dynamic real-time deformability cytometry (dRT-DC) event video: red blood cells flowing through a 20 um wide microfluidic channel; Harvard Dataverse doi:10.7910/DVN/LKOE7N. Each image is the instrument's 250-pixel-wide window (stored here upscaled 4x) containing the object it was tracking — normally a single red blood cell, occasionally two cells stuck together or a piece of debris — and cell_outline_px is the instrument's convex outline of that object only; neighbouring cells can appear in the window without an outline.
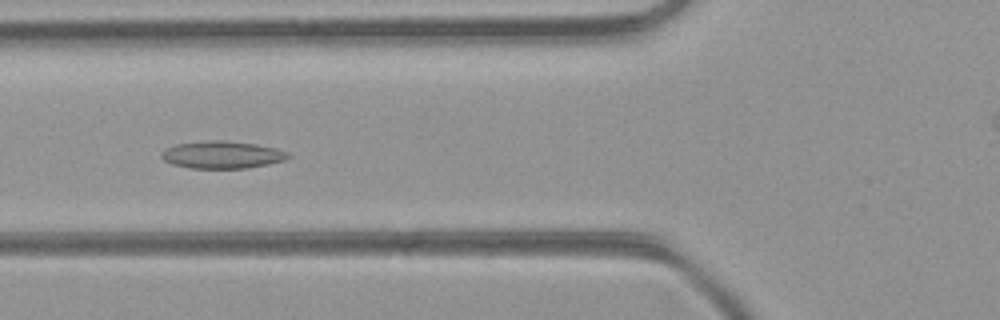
{"species": "common noctule bat (a hibernating species)", "species_latin": "Nyctalus noctula", "temperature_condition": "room temperature", "stored_images_in_passage": 44, "camera_frame_rate_fps": 3000, "um_per_image_px": 0.085, "animal": {"sex": "female", "body_mass_g": 21.9}, "frame": {"image": 1, "passage_image": 14, "time_ms": 4.333, "image_size_px": [1000, 320], "cell_outline_px": [[292, 156], [284, 160], [268, 164], [248, 168], [188, 168], [172, 164], [164, 160], [160, 156], [160, 152], [164, 148], [176, 144], [208, 140], [220, 140], [256, 144], [276, 148], [288, 152]], "centroid_in_image_um": [18.85, 13.15], "position_along_channel_um": 106.9, "area_um2": 20.35}}
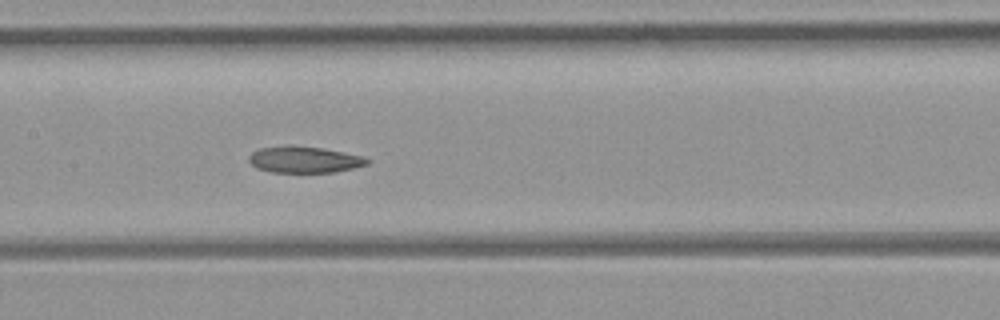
{"frame": {"image": 2, "passage_image": 19, "time_ms": 6.0, "image_size_px": [1000, 320], "cell_outline_px": [[372, 160], [368, 164], [336, 172], [272, 172], [256, 168], [248, 160], [248, 156], [252, 152], [260, 148], [324, 148], [364, 156]], "centroid_in_image_um": [25.93, 13.6], "position_along_channel_um": 181.5, "area_um2": 17.57}}
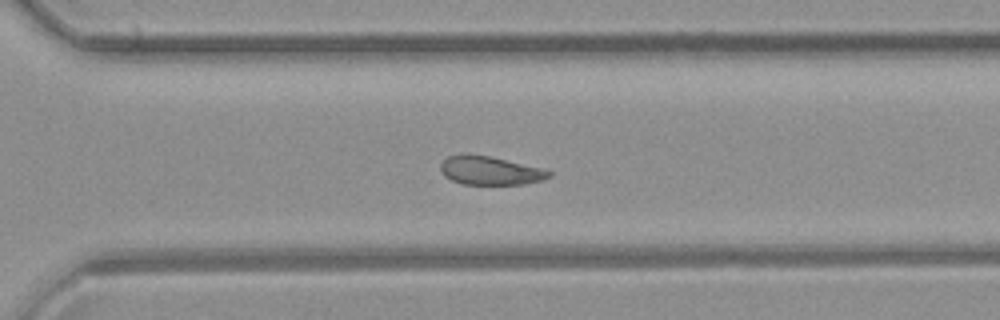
{"frame": {"image": 3, "passage_image": 29, "time_ms": 9.333, "image_size_px": [1000, 320], "cell_outline_px": [[552, 176], [544, 180], [524, 184], [460, 184], [444, 176], [440, 168], [440, 164], [448, 156], [464, 152], [488, 156], [544, 168], [552, 172]], "centroid_in_image_um": [41.66, 14.49], "position_along_channel_um": 328.9, "area_um2": 18.32}, "authors_computed_cell_mechanics": {"area_um2": 19.941, "velocity_mm_per_s": 4.441, "shape_relaxation_time_tau1_ms": null, "shape_relaxation_time_tau2_ms": 4.8852, "deformation_change_tau1": null, "deformation_change_tau2": 0.1101}}